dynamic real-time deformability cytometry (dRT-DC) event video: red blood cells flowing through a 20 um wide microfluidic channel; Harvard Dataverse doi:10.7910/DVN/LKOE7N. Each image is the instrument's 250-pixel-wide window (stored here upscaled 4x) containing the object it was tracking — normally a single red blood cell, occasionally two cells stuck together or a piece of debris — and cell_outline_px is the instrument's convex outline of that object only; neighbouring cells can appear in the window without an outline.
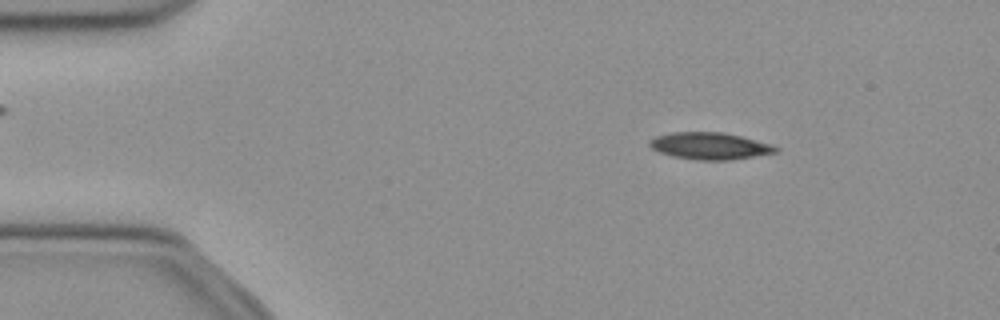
{"species": "common noctule bat (a hibernating species)", "species_latin": "Nyctalus noctula", "temperature_condition": "cold", "stored_images_in_passage": 14, "camera_frame_rate_fps": 3000, "um_per_image_px": 0.085, "animal": {"sex": "female", "body_mass_g": 21.9}, "frame": {"image": 1, "passage_image": 7, "time_ms": 2.0, "image_size_px": [1000, 320], "cell_outline_px": [[780, 152], [732, 160], [696, 160], [672, 156], [660, 152], [652, 148], [648, 144], [648, 140], [656, 136], [672, 132], [724, 132], [772, 144], [780, 148]], "centroid_in_image_um": [60.36, 12.41], "position_along_channel_um": 24.6, "area_um2": 20.0}}